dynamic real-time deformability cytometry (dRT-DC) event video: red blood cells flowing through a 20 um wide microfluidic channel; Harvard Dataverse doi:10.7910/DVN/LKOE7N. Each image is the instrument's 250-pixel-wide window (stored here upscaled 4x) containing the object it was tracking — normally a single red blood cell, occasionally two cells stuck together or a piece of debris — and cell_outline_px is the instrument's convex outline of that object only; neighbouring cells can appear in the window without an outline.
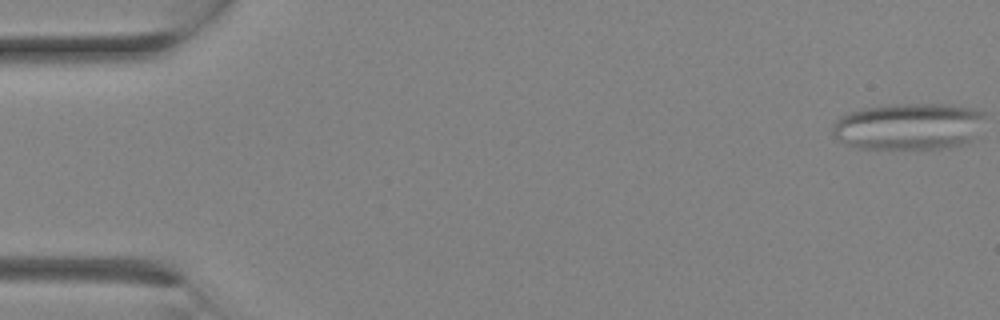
{"species": "Egyptian fruit bat (a non-hibernating species)", "species_latin": "Rousettus aegyptiacus", "temperature_condition": "room temperature", "stored_images_in_passage": 10, "camera_frame_rate_fps": 3000, "um_per_image_px": 0.085, "animal": {"sex": "female"}, "frame": {"image": 1, "passage_image": 1, "time_ms": 0.0, "image_size_px": [1000, 320], "cell_outline_px": [[984, 116], [972, 140], [964, 144], [948, 148], [856, 148], [844, 144], [832, 136], [832, 124], [840, 116], [848, 112], [864, 108], [888, 104], [944, 104], [972, 108], [984, 112]], "centroid_in_image_um": [77.18, 10.74], "position_along_channel_um": 7.8, "area_um2": 41.67}}